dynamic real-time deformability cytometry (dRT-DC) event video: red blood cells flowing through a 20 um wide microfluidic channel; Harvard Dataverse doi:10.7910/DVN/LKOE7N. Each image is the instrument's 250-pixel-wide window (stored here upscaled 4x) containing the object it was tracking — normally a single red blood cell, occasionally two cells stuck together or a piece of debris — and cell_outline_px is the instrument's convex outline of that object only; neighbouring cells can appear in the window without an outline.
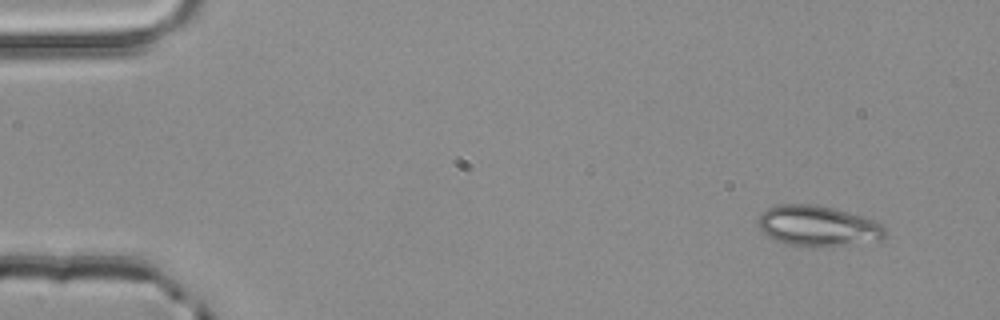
{"species": "common noctule bat (a hibernating species)", "species_latin": "Nyctalus noctula", "temperature_condition": "room temperature", "stored_images_in_passage": 3, "camera_frame_rate_fps": 3000, "um_per_image_px": 0.085, "animal": {"sex": "male", "body_mass_g": 20.4}, "frame": {"image": 1, "passage_image": 1, "time_ms": 0.0, "image_size_px": [1000, 320], "cell_outline_px": [[884, 240], [836, 244], [788, 244], [776, 240], [768, 236], [760, 228], [756, 220], [760, 212], [776, 204], [812, 204], [836, 208], [884, 224]], "centroid_in_image_um": [69.47, 19.15], "position_along_channel_um": 15.5, "area_um2": 29.19}}